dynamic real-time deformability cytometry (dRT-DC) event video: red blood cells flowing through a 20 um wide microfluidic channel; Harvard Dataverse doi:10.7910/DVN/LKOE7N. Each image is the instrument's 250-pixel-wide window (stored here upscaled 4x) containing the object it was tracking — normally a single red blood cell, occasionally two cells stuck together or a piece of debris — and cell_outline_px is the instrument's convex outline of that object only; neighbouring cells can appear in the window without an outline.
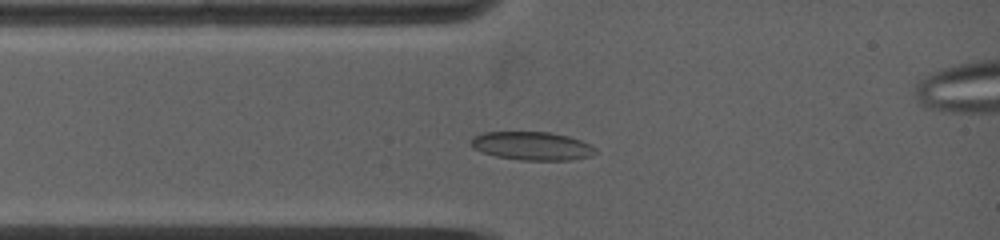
{"species": "common noctule bat (a hibernating species)", "species_latin": "Nyctalus noctula", "temperature_condition": "warm", "stored_images_in_passage": 8, "camera_frame_rate_fps": 5000, "um_per_image_px": 0.085, "animal": {"sex": "female", "body_mass_g": 19.0, "forearm_length_mm": 53.3}, "frame": {"image": 1, "passage_image": 4, "time_ms": 1.8, "image_size_px": [1000, 240], "cell_outline_px": [[600, 152], [592, 156], [572, 160], [520, 160], [496, 156], [472, 148], [468, 144], [472, 136], [484, 132], [548, 132], [568, 136], [580, 140], [596, 148]], "centroid_in_image_um": [45.22, 12.41], "position_along_channel_um": 39.8, "area_um2": 20.81}}
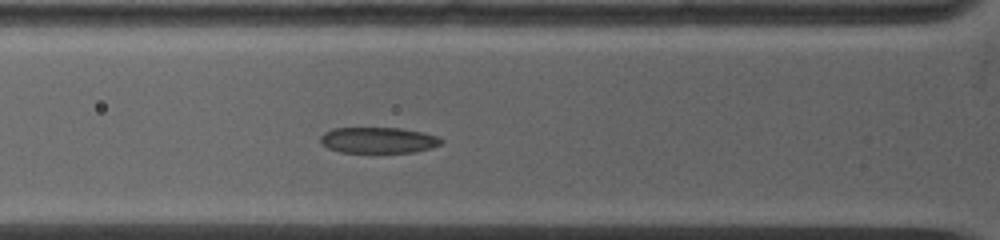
{"frame": {"image": 2, "passage_image": 6, "time_ms": 3.2, "image_size_px": [1000, 240], "cell_outline_px": [[444, 140], [440, 144], [432, 148], [412, 152], [340, 152], [328, 148], [320, 144], [320, 136], [324, 132], [332, 128], [400, 128], [424, 132], [440, 136]], "centroid_in_image_um": [32.16, 11.91], "position_along_channel_um": 93.6, "area_um2": 18.44}}
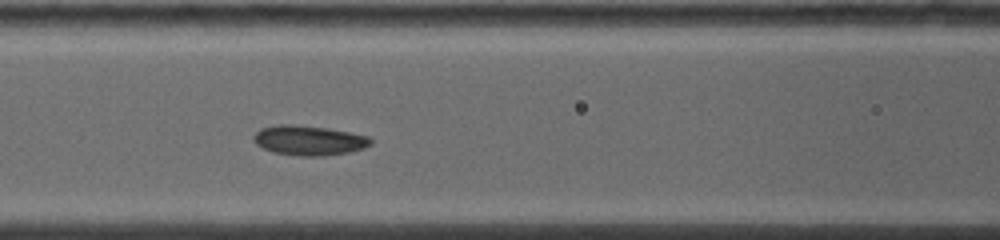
{"frame": {"image": 3, "passage_image": 8, "time_ms": 4.4, "image_size_px": [1000, 240], "cell_outline_px": [[372, 144], [364, 148], [348, 152], [324, 156], [300, 156], [272, 152], [256, 144], [252, 140], [252, 136], [260, 128], [276, 124], [292, 124], [328, 128], [368, 136], [372, 140]], "centroid_in_image_um": [26.22, 11.93], "position_along_channel_um": 140.4, "area_um2": 20.46}}